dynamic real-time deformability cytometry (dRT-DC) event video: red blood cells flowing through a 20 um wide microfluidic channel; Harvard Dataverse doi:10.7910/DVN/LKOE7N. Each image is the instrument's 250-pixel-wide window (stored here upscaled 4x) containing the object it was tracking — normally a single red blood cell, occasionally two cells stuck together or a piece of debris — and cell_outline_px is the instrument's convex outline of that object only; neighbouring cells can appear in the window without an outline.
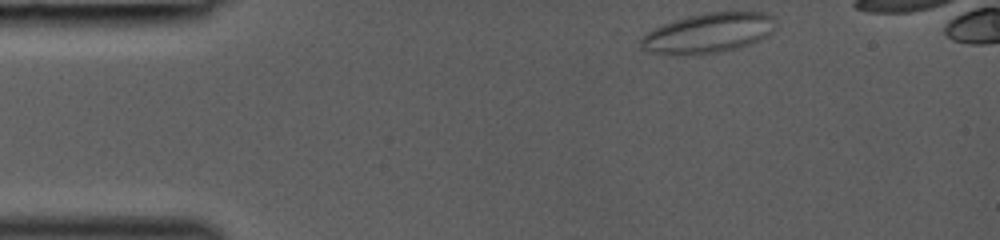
{"species": "common noctule bat (a hibernating species)", "species_latin": "Nyctalus noctula", "temperature_condition": "room temperature", "stored_images_in_passage": 37, "camera_frame_rate_fps": 3000, "um_per_image_px": 0.085, "animal": {"sex": "female", "body_mass_g": 19.0, "forearm_length_mm": 53.3}, "frame": {"image": 1, "passage_image": 1, "time_ms": 0.0, "image_size_px": [1000, 240], "cell_outline_px": [[776, 28], [768, 36], [760, 40], [740, 48], [700, 56], [672, 56], [648, 52], [640, 48], [640, 40], [652, 28], [688, 16], [704, 12], [768, 12], [772, 16]], "centroid_in_image_um": [60.19, 2.85], "position_along_channel_um": 24.8, "area_um2": 32.14}}
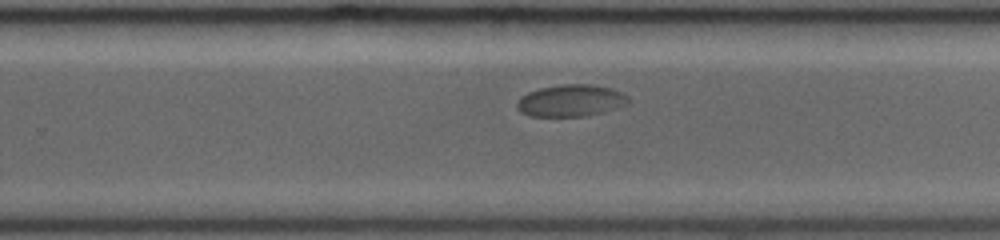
{"frame": {"image": 2, "passage_image": 24, "time_ms": 7.667, "image_size_px": [1000, 240], "cell_outline_px": [[628, 104], [604, 112], [584, 116], [528, 116], [520, 112], [516, 108], [516, 104], [520, 96], [528, 92], [540, 88], [560, 84], [592, 84], [612, 88], [628, 96]], "centroid_in_image_um": [48.49, 8.55], "position_along_channel_um": 281.3, "area_um2": 20.87}}
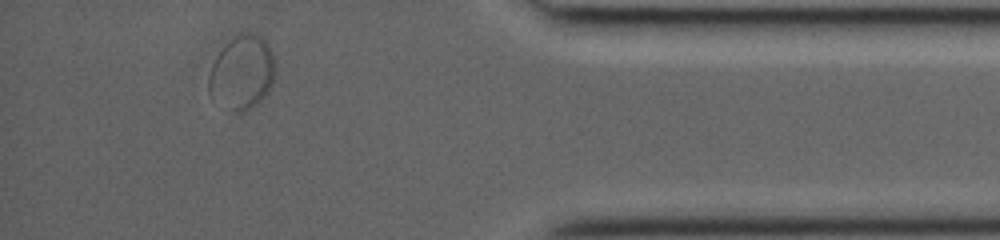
{"frame": {"image": 3, "passage_image": 35, "time_ms": 11.333, "image_size_px": [1000, 240], "cell_outline_px": [[272, 84], [268, 92], [256, 104], [244, 112], [232, 112], [208, 92], [208, 76], [212, 64], [216, 56], [228, 40], [236, 36], [248, 32], [260, 36], [268, 44], [272, 52]], "centroid_in_image_um": [20.53, 6.17], "position_along_channel_um": 414.7, "area_um2": 28.09}}